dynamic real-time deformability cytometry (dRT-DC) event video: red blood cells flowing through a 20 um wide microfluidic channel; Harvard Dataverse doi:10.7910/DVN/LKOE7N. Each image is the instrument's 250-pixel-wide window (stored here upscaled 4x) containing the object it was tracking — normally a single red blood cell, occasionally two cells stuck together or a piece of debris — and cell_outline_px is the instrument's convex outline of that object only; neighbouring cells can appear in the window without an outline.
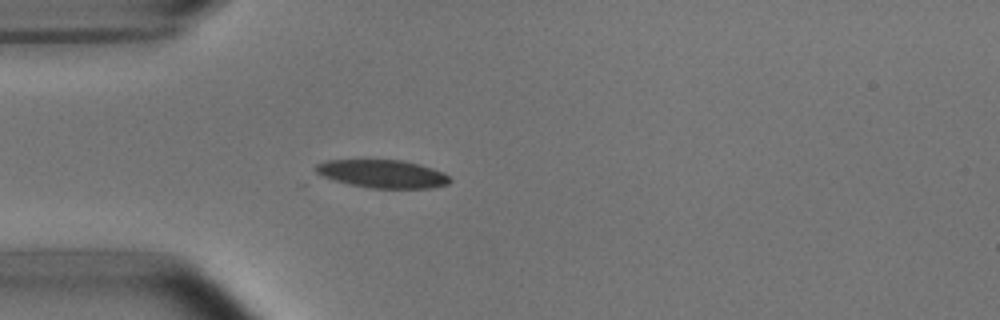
{"species": "common noctule bat (a hibernating species)", "species_latin": "Nyctalus noctula", "temperature_condition": "room temperature", "stored_images_in_passage": 1, "camera_frame_rate_fps": 3000, "um_per_image_px": 0.085, "animal": {"sex": "male", "body_mass_g": 15.6}, "frame": {"image": 1, "passage_image": 1, "time_ms": 0.0, "image_size_px": [1000, 320], "cell_outline_px": [[452, 180], [448, 184], [432, 188], [368, 188], [336, 180], [324, 176], [316, 172], [312, 168], [316, 164], [324, 160], [364, 156], [368, 156], [400, 160], [420, 164], [444, 172]], "centroid_in_image_um": [32.44, 14.7], "position_along_channel_um": 52.6, "area_um2": 23.06}}